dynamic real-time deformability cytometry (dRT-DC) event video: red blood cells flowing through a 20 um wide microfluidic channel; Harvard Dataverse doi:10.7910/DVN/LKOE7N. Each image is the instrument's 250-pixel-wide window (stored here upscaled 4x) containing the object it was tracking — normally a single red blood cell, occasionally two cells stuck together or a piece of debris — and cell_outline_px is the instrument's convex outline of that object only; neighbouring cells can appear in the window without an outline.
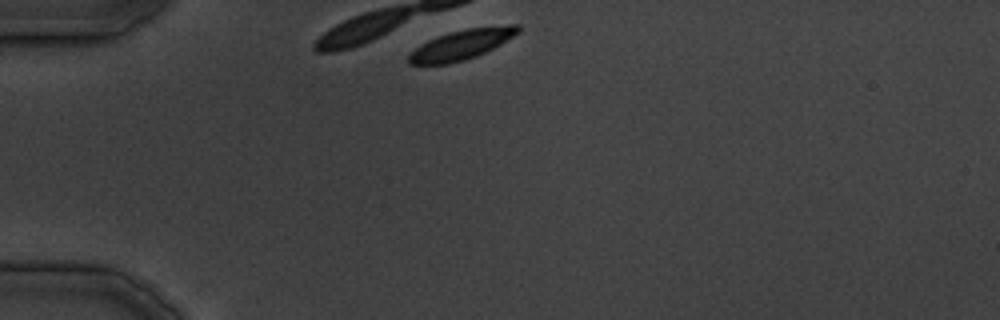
{"species": "common noctule bat (a hibernating species)", "species_latin": "Nyctalus noctula", "temperature_condition": "cold", "stored_images_in_passage": 6, "camera_frame_rate_fps": 3000, "um_per_image_px": 0.085, "animal": {"sex": "male", "body_mass_g": 19.5, "forearm_length_mm": 54.6}, "frame": {"image": 1, "passage_image": 1, "time_ms": 0.0, "image_size_px": [1000, 320], "cell_outline_px": [[520, 32], [500, 44], [476, 56], [464, 60], [448, 64], [408, 64], [408, 56], [416, 48], [428, 40], [452, 32], [468, 28], [508, 24], [520, 24]], "centroid_in_image_um": [39.28, 3.78], "position_along_channel_um": 45.7, "area_um2": 18.73}}